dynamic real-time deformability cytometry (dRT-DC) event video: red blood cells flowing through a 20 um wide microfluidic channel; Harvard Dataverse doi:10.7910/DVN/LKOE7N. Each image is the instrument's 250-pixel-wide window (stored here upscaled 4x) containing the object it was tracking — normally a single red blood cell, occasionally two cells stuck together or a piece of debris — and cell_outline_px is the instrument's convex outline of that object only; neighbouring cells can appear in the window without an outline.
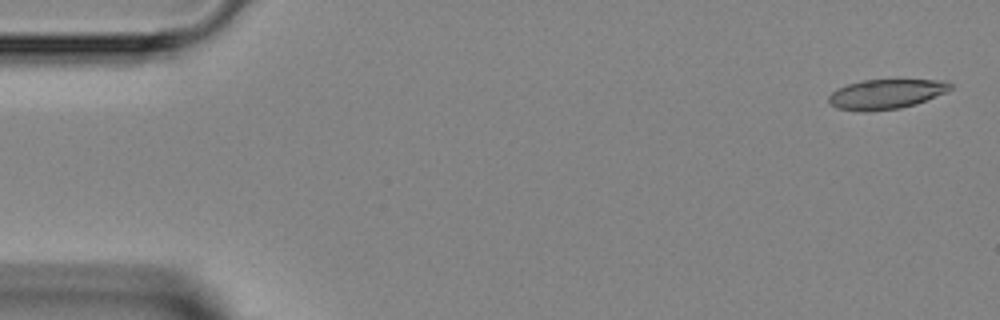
{"species": "Egyptian fruit bat (a non-hibernating species)", "species_latin": "Rousettus aegyptiacus", "temperature_condition": "room temperature", "stored_images_in_passage": 4, "camera_frame_rate_fps": 3000, "um_per_image_px": 0.085, "animal": {"sex": "female"}, "frame": {"image": 1, "passage_image": 1, "time_ms": 0.0, "image_size_px": [1000, 320], "cell_outline_px": [[952, 88], [948, 92], [916, 104], [900, 108], [864, 112], [836, 108], [828, 100], [828, 96], [836, 88], [848, 84], [864, 80], [944, 80], [952, 84]], "centroid_in_image_um": [75.32, 8.0], "position_along_channel_um": 9.7, "area_um2": 21.15}}
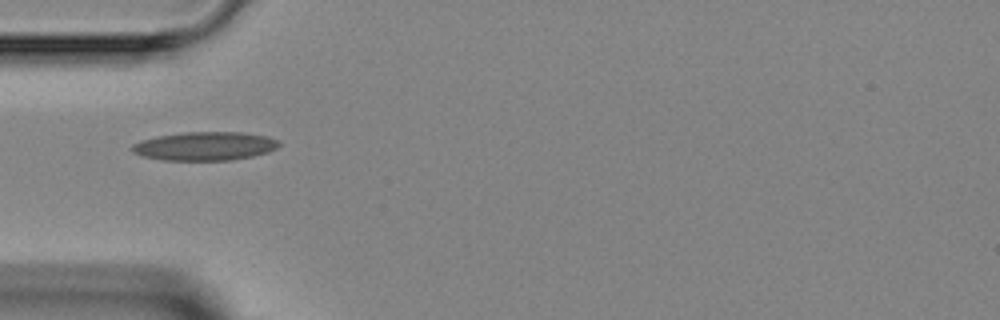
{"frame": {"image": 2, "passage_image": 4, "time_ms": 4.333, "image_size_px": [1000, 320], "cell_outline_px": [[280, 144], [276, 148], [268, 152], [252, 156], [232, 160], [164, 160], [140, 156], [132, 152], [128, 148], [132, 144], [140, 140], [156, 136], [184, 132], [244, 132], [268, 136], [280, 140]], "centroid_in_image_um": [17.38, 12.41], "position_along_channel_um": 67.6, "area_um2": 24.85}}